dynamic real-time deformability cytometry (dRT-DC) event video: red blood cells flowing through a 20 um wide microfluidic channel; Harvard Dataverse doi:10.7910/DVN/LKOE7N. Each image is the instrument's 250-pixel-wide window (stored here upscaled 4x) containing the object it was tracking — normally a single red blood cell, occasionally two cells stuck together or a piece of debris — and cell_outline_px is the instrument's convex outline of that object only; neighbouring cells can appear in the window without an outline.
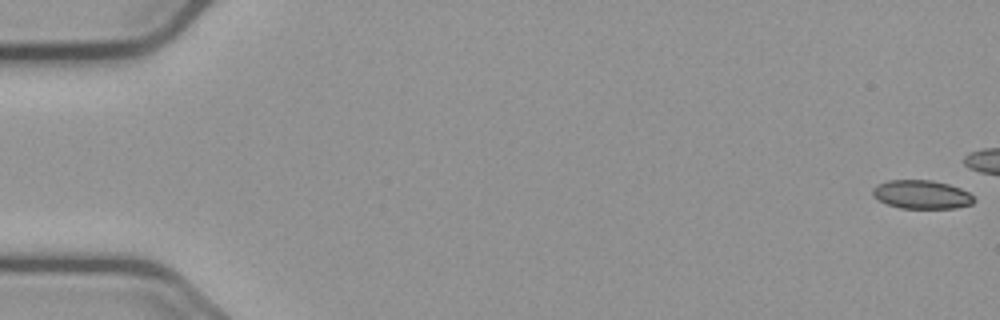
{"species": "common noctule bat (a hibernating species)", "species_latin": "Nyctalus noctula", "temperature_condition": "cold", "stored_images_in_passage": 45, "camera_frame_rate_fps": 3000, "um_per_image_px": 0.085, "animal": {"sex": "male", "body_mass_g": 23.1, "forearm_length_mm": 52.7}, "frame": {"image": 1, "passage_image": 1, "time_ms": 0.0, "image_size_px": [1000, 320], "cell_outline_px": [[976, 200], [972, 204], [956, 208], [900, 208], [888, 204], [872, 196], [872, 188], [876, 184], [888, 180], [932, 180], [948, 184], [960, 188], [968, 192]], "centroid_in_image_um": [78.32, 16.53], "position_along_channel_um": 6.7, "area_um2": 16.94}}
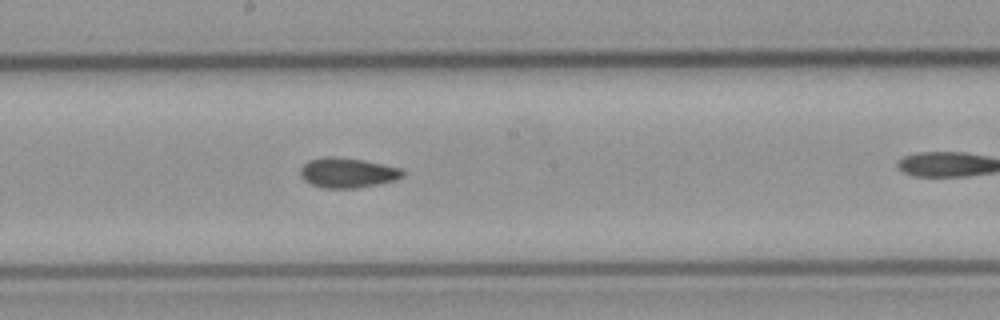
{"frame": {"image": 2, "passage_image": 31, "time_ms": 10.0, "image_size_px": [1000, 320], "cell_outline_px": [[404, 176], [396, 180], [356, 188], [324, 188], [312, 184], [304, 180], [300, 176], [300, 168], [308, 160], [320, 156], [332, 156], [364, 160], [400, 168], [404, 172]], "centroid_in_image_um": [29.51, 14.67], "position_along_channel_um": 218.7, "area_um2": 17.92}}
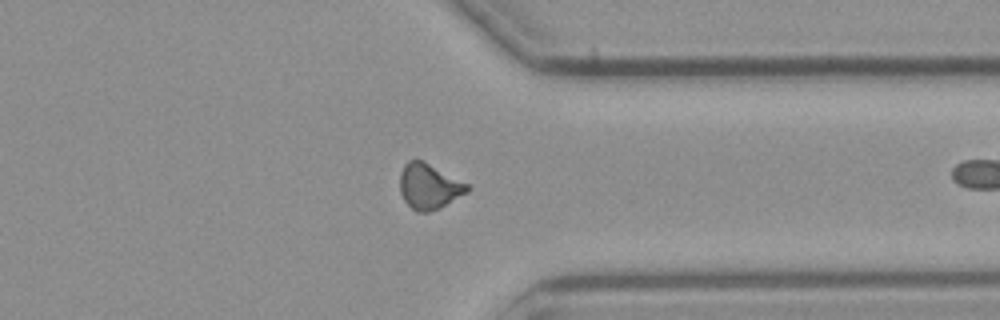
{"frame": {"image": 3, "passage_image": 44, "time_ms": 14.333, "image_size_px": [1000, 320], "cell_outline_px": [[472, 188], [468, 192], [440, 208], [428, 212], [416, 212], [404, 200], [400, 192], [400, 172], [404, 164], [408, 160], [424, 160], [468, 184]], "centroid_in_image_um": [36.47, 15.83], "position_along_channel_um": 374.9, "area_um2": 17.98}}